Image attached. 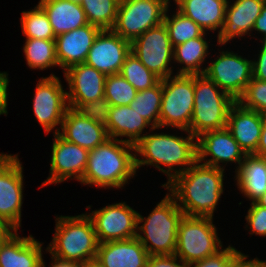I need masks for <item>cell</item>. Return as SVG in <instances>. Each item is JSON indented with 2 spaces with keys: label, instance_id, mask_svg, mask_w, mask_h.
<instances>
[{
  "label": "cell",
  "instance_id": "cell-1",
  "mask_svg": "<svg viewBox=\"0 0 266 267\" xmlns=\"http://www.w3.org/2000/svg\"><path fill=\"white\" fill-rule=\"evenodd\" d=\"M160 129L152 128L134 145L135 165L137 172L142 166H152L166 175L167 182L161 185L164 188L197 161V138L185 129H178L185 136H178L177 131L158 133Z\"/></svg>",
  "mask_w": 266,
  "mask_h": 267
},
{
  "label": "cell",
  "instance_id": "cell-2",
  "mask_svg": "<svg viewBox=\"0 0 266 267\" xmlns=\"http://www.w3.org/2000/svg\"><path fill=\"white\" fill-rule=\"evenodd\" d=\"M226 171L196 161L164 187L187 216L211 217L224 194Z\"/></svg>",
  "mask_w": 266,
  "mask_h": 267
},
{
  "label": "cell",
  "instance_id": "cell-3",
  "mask_svg": "<svg viewBox=\"0 0 266 267\" xmlns=\"http://www.w3.org/2000/svg\"><path fill=\"white\" fill-rule=\"evenodd\" d=\"M136 174L134 145L109 138L89 151L87 166L79 183L91 188L120 190L130 184Z\"/></svg>",
  "mask_w": 266,
  "mask_h": 267
},
{
  "label": "cell",
  "instance_id": "cell-4",
  "mask_svg": "<svg viewBox=\"0 0 266 267\" xmlns=\"http://www.w3.org/2000/svg\"><path fill=\"white\" fill-rule=\"evenodd\" d=\"M98 245L93 221L85 212L57 215L53 238L44 250L59 260L87 265L95 262Z\"/></svg>",
  "mask_w": 266,
  "mask_h": 267
},
{
  "label": "cell",
  "instance_id": "cell-5",
  "mask_svg": "<svg viewBox=\"0 0 266 267\" xmlns=\"http://www.w3.org/2000/svg\"><path fill=\"white\" fill-rule=\"evenodd\" d=\"M183 211L167 191L148 216L138 213L137 236L149 255H173Z\"/></svg>",
  "mask_w": 266,
  "mask_h": 267
},
{
  "label": "cell",
  "instance_id": "cell-6",
  "mask_svg": "<svg viewBox=\"0 0 266 267\" xmlns=\"http://www.w3.org/2000/svg\"><path fill=\"white\" fill-rule=\"evenodd\" d=\"M236 101L204 74L194 75V106L190 133L201 134L227 127L228 113Z\"/></svg>",
  "mask_w": 266,
  "mask_h": 267
},
{
  "label": "cell",
  "instance_id": "cell-7",
  "mask_svg": "<svg viewBox=\"0 0 266 267\" xmlns=\"http://www.w3.org/2000/svg\"><path fill=\"white\" fill-rule=\"evenodd\" d=\"M211 217L184 215L178 225L175 255L191 264L220 251L223 246Z\"/></svg>",
  "mask_w": 266,
  "mask_h": 267
},
{
  "label": "cell",
  "instance_id": "cell-8",
  "mask_svg": "<svg viewBox=\"0 0 266 267\" xmlns=\"http://www.w3.org/2000/svg\"><path fill=\"white\" fill-rule=\"evenodd\" d=\"M194 106V75L175 74L162 79L159 127L190 132Z\"/></svg>",
  "mask_w": 266,
  "mask_h": 267
},
{
  "label": "cell",
  "instance_id": "cell-9",
  "mask_svg": "<svg viewBox=\"0 0 266 267\" xmlns=\"http://www.w3.org/2000/svg\"><path fill=\"white\" fill-rule=\"evenodd\" d=\"M169 0H120L114 33L132 42L142 33L160 25Z\"/></svg>",
  "mask_w": 266,
  "mask_h": 267
},
{
  "label": "cell",
  "instance_id": "cell-10",
  "mask_svg": "<svg viewBox=\"0 0 266 267\" xmlns=\"http://www.w3.org/2000/svg\"><path fill=\"white\" fill-rule=\"evenodd\" d=\"M218 49L215 59L210 58L204 75L211 79L222 91L237 101L253 78L252 59L243 57L235 51ZM212 60V61H211Z\"/></svg>",
  "mask_w": 266,
  "mask_h": 267
},
{
  "label": "cell",
  "instance_id": "cell-11",
  "mask_svg": "<svg viewBox=\"0 0 266 267\" xmlns=\"http://www.w3.org/2000/svg\"><path fill=\"white\" fill-rule=\"evenodd\" d=\"M18 156L0 152V219L14 230H20L24 201V168Z\"/></svg>",
  "mask_w": 266,
  "mask_h": 267
},
{
  "label": "cell",
  "instance_id": "cell-12",
  "mask_svg": "<svg viewBox=\"0 0 266 267\" xmlns=\"http://www.w3.org/2000/svg\"><path fill=\"white\" fill-rule=\"evenodd\" d=\"M64 73L69 108L97 110L103 108L106 75L96 68L81 63L73 65Z\"/></svg>",
  "mask_w": 266,
  "mask_h": 267
},
{
  "label": "cell",
  "instance_id": "cell-13",
  "mask_svg": "<svg viewBox=\"0 0 266 267\" xmlns=\"http://www.w3.org/2000/svg\"><path fill=\"white\" fill-rule=\"evenodd\" d=\"M63 85L60 77L52 72L46 77H41L35 87L31 102L32 110L46 135L50 132L59 133L66 110L69 108L67 90H64Z\"/></svg>",
  "mask_w": 266,
  "mask_h": 267
},
{
  "label": "cell",
  "instance_id": "cell-14",
  "mask_svg": "<svg viewBox=\"0 0 266 267\" xmlns=\"http://www.w3.org/2000/svg\"><path fill=\"white\" fill-rule=\"evenodd\" d=\"M173 49L164 22L148 29L131 42V52L161 80L176 74Z\"/></svg>",
  "mask_w": 266,
  "mask_h": 267
},
{
  "label": "cell",
  "instance_id": "cell-15",
  "mask_svg": "<svg viewBox=\"0 0 266 267\" xmlns=\"http://www.w3.org/2000/svg\"><path fill=\"white\" fill-rule=\"evenodd\" d=\"M92 219L100 243L137 236L138 211L125 201L86 212Z\"/></svg>",
  "mask_w": 266,
  "mask_h": 267
},
{
  "label": "cell",
  "instance_id": "cell-16",
  "mask_svg": "<svg viewBox=\"0 0 266 267\" xmlns=\"http://www.w3.org/2000/svg\"><path fill=\"white\" fill-rule=\"evenodd\" d=\"M58 134L88 151L109 139L102 114L97 110L68 108Z\"/></svg>",
  "mask_w": 266,
  "mask_h": 267
},
{
  "label": "cell",
  "instance_id": "cell-17",
  "mask_svg": "<svg viewBox=\"0 0 266 267\" xmlns=\"http://www.w3.org/2000/svg\"><path fill=\"white\" fill-rule=\"evenodd\" d=\"M53 136L49 175L39 188L51 184L58 185L68 180L80 182L87 166V149L66 141L58 133Z\"/></svg>",
  "mask_w": 266,
  "mask_h": 267
},
{
  "label": "cell",
  "instance_id": "cell-18",
  "mask_svg": "<svg viewBox=\"0 0 266 267\" xmlns=\"http://www.w3.org/2000/svg\"><path fill=\"white\" fill-rule=\"evenodd\" d=\"M246 154L227 129L208 131L197 137V161L226 170L227 164L234 163L239 169Z\"/></svg>",
  "mask_w": 266,
  "mask_h": 267
},
{
  "label": "cell",
  "instance_id": "cell-19",
  "mask_svg": "<svg viewBox=\"0 0 266 267\" xmlns=\"http://www.w3.org/2000/svg\"><path fill=\"white\" fill-rule=\"evenodd\" d=\"M130 52V41L112 30H101L89 50L85 63L105 75L118 74Z\"/></svg>",
  "mask_w": 266,
  "mask_h": 267
},
{
  "label": "cell",
  "instance_id": "cell-20",
  "mask_svg": "<svg viewBox=\"0 0 266 267\" xmlns=\"http://www.w3.org/2000/svg\"><path fill=\"white\" fill-rule=\"evenodd\" d=\"M264 4V0H228L223 27L215 36L216 46L225 47L236 38L242 40L244 36L251 37L255 21Z\"/></svg>",
  "mask_w": 266,
  "mask_h": 267
},
{
  "label": "cell",
  "instance_id": "cell-21",
  "mask_svg": "<svg viewBox=\"0 0 266 267\" xmlns=\"http://www.w3.org/2000/svg\"><path fill=\"white\" fill-rule=\"evenodd\" d=\"M100 112L109 138L135 145L142 137L151 131L152 128H154L129 105L103 106ZM147 128L150 129L146 131L145 129ZM123 137L126 138L123 139Z\"/></svg>",
  "mask_w": 266,
  "mask_h": 267
},
{
  "label": "cell",
  "instance_id": "cell-22",
  "mask_svg": "<svg viewBox=\"0 0 266 267\" xmlns=\"http://www.w3.org/2000/svg\"><path fill=\"white\" fill-rule=\"evenodd\" d=\"M264 115L235 102L228 113L227 129L246 155L256 152L264 122Z\"/></svg>",
  "mask_w": 266,
  "mask_h": 267
},
{
  "label": "cell",
  "instance_id": "cell-23",
  "mask_svg": "<svg viewBox=\"0 0 266 267\" xmlns=\"http://www.w3.org/2000/svg\"><path fill=\"white\" fill-rule=\"evenodd\" d=\"M100 31L99 27L87 24L56 36V57L59 68L64 72L73 65L85 63Z\"/></svg>",
  "mask_w": 266,
  "mask_h": 267
},
{
  "label": "cell",
  "instance_id": "cell-24",
  "mask_svg": "<svg viewBox=\"0 0 266 267\" xmlns=\"http://www.w3.org/2000/svg\"><path fill=\"white\" fill-rule=\"evenodd\" d=\"M149 256L142 243L133 237L100 243L94 263L99 267H147Z\"/></svg>",
  "mask_w": 266,
  "mask_h": 267
},
{
  "label": "cell",
  "instance_id": "cell-25",
  "mask_svg": "<svg viewBox=\"0 0 266 267\" xmlns=\"http://www.w3.org/2000/svg\"><path fill=\"white\" fill-rule=\"evenodd\" d=\"M43 244L34 236H21L15 230L0 244V267H41Z\"/></svg>",
  "mask_w": 266,
  "mask_h": 267
},
{
  "label": "cell",
  "instance_id": "cell-26",
  "mask_svg": "<svg viewBox=\"0 0 266 267\" xmlns=\"http://www.w3.org/2000/svg\"><path fill=\"white\" fill-rule=\"evenodd\" d=\"M227 4L228 0H179L175 8L205 32L218 31V35L224 24Z\"/></svg>",
  "mask_w": 266,
  "mask_h": 267
},
{
  "label": "cell",
  "instance_id": "cell-27",
  "mask_svg": "<svg viewBox=\"0 0 266 267\" xmlns=\"http://www.w3.org/2000/svg\"><path fill=\"white\" fill-rule=\"evenodd\" d=\"M233 177L239 194L256 202L266 192V158L246 155Z\"/></svg>",
  "mask_w": 266,
  "mask_h": 267
},
{
  "label": "cell",
  "instance_id": "cell-28",
  "mask_svg": "<svg viewBox=\"0 0 266 267\" xmlns=\"http://www.w3.org/2000/svg\"><path fill=\"white\" fill-rule=\"evenodd\" d=\"M38 4L48 15L55 36L89 24L80 3L70 0H39Z\"/></svg>",
  "mask_w": 266,
  "mask_h": 267
},
{
  "label": "cell",
  "instance_id": "cell-29",
  "mask_svg": "<svg viewBox=\"0 0 266 267\" xmlns=\"http://www.w3.org/2000/svg\"><path fill=\"white\" fill-rule=\"evenodd\" d=\"M210 33L205 32L202 36L190 39L187 42L177 45L173 49V63L176 74L198 75L204 74L206 69V58L210 56L211 49L210 40L207 41V35ZM179 66L177 67L176 66ZM205 66H204V65ZM182 66V67H181ZM204 66V67H203Z\"/></svg>",
  "mask_w": 266,
  "mask_h": 267
},
{
  "label": "cell",
  "instance_id": "cell-30",
  "mask_svg": "<svg viewBox=\"0 0 266 267\" xmlns=\"http://www.w3.org/2000/svg\"><path fill=\"white\" fill-rule=\"evenodd\" d=\"M23 53L27 66L32 70H48L59 67L55 39L26 38Z\"/></svg>",
  "mask_w": 266,
  "mask_h": 267
},
{
  "label": "cell",
  "instance_id": "cell-31",
  "mask_svg": "<svg viewBox=\"0 0 266 267\" xmlns=\"http://www.w3.org/2000/svg\"><path fill=\"white\" fill-rule=\"evenodd\" d=\"M173 9V5H169L164 16V24L167 27L169 38L173 48L177 45L183 44L190 39L202 36L205 31L197 25L192 19L185 16L177 8ZM172 12L170 15L169 12ZM174 12V13H173Z\"/></svg>",
  "mask_w": 266,
  "mask_h": 267
},
{
  "label": "cell",
  "instance_id": "cell-32",
  "mask_svg": "<svg viewBox=\"0 0 266 267\" xmlns=\"http://www.w3.org/2000/svg\"><path fill=\"white\" fill-rule=\"evenodd\" d=\"M161 103L162 80L151 88L138 91L129 106L145 118L154 128H158Z\"/></svg>",
  "mask_w": 266,
  "mask_h": 267
},
{
  "label": "cell",
  "instance_id": "cell-33",
  "mask_svg": "<svg viewBox=\"0 0 266 267\" xmlns=\"http://www.w3.org/2000/svg\"><path fill=\"white\" fill-rule=\"evenodd\" d=\"M120 0H82L81 6L89 24L111 30L115 24Z\"/></svg>",
  "mask_w": 266,
  "mask_h": 267
},
{
  "label": "cell",
  "instance_id": "cell-34",
  "mask_svg": "<svg viewBox=\"0 0 266 267\" xmlns=\"http://www.w3.org/2000/svg\"><path fill=\"white\" fill-rule=\"evenodd\" d=\"M20 21L25 38L56 39L48 15L39 4L29 11H22Z\"/></svg>",
  "mask_w": 266,
  "mask_h": 267
},
{
  "label": "cell",
  "instance_id": "cell-35",
  "mask_svg": "<svg viewBox=\"0 0 266 267\" xmlns=\"http://www.w3.org/2000/svg\"><path fill=\"white\" fill-rule=\"evenodd\" d=\"M120 74L137 91L151 88L161 80L153 72L147 69L133 52H130L126 56Z\"/></svg>",
  "mask_w": 266,
  "mask_h": 267
},
{
  "label": "cell",
  "instance_id": "cell-36",
  "mask_svg": "<svg viewBox=\"0 0 266 267\" xmlns=\"http://www.w3.org/2000/svg\"><path fill=\"white\" fill-rule=\"evenodd\" d=\"M137 92L120 73L106 75L103 106L129 105Z\"/></svg>",
  "mask_w": 266,
  "mask_h": 267
},
{
  "label": "cell",
  "instance_id": "cell-37",
  "mask_svg": "<svg viewBox=\"0 0 266 267\" xmlns=\"http://www.w3.org/2000/svg\"><path fill=\"white\" fill-rule=\"evenodd\" d=\"M237 102L266 116V81L252 78Z\"/></svg>",
  "mask_w": 266,
  "mask_h": 267
},
{
  "label": "cell",
  "instance_id": "cell-38",
  "mask_svg": "<svg viewBox=\"0 0 266 267\" xmlns=\"http://www.w3.org/2000/svg\"><path fill=\"white\" fill-rule=\"evenodd\" d=\"M245 216V230L249 235H258L266 237V208L260 206L257 202H252Z\"/></svg>",
  "mask_w": 266,
  "mask_h": 267
},
{
  "label": "cell",
  "instance_id": "cell-39",
  "mask_svg": "<svg viewBox=\"0 0 266 267\" xmlns=\"http://www.w3.org/2000/svg\"><path fill=\"white\" fill-rule=\"evenodd\" d=\"M240 252L235 246L229 244L223 247L216 254L206 257L203 260L190 264V267H231L233 258Z\"/></svg>",
  "mask_w": 266,
  "mask_h": 267
},
{
  "label": "cell",
  "instance_id": "cell-40",
  "mask_svg": "<svg viewBox=\"0 0 266 267\" xmlns=\"http://www.w3.org/2000/svg\"><path fill=\"white\" fill-rule=\"evenodd\" d=\"M147 267H190V264L184 262L173 255H150L147 261Z\"/></svg>",
  "mask_w": 266,
  "mask_h": 267
},
{
  "label": "cell",
  "instance_id": "cell-41",
  "mask_svg": "<svg viewBox=\"0 0 266 267\" xmlns=\"http://www.w3.org/2000/svg\"><path fill=\"white\" fill-rule=\"evenodd\" d=\"M259 46L258 53L254 55L258 57L252 59L253 78L266 81V46L262 42Z\"/></svg>",
  "mask_w": 266,
  "mask_h": 267
},
{
  "label": "cell",
  "instance_id": "cell-42",
  "mask_svg": "<svg viewBox=\"0 0 266 267\" xmlns=\"http://www.w3.org/2000/svg\"><path fill=\"white\" fill-rule=\"evenodd\" d=\"M9 74L8 72L0 71V116L8 114V87H9Z\"/></svg>",
  "mask_w": 266,
  "mask_h": 267
},
{
  "label": "cell",
  "instance_id": "cell-43",
  "mask_svg": "<svg viewBox=\"0 0 266 267\" xmlns=\"http://www.w3.org/2000/svg\"><path fill=\"white\" fill-rule=\"evenodd\" d=\"M248 254L241 251L233 258L231 267H266V260H260L258 257L248 259Z\"/></svg>",
  "mask_w": 266,
  "mask_h": 267
},
{
  "label": "cell",
  "instance_id": "cell-44",
  "mask_svg": "<svg viewBox=\"0 0 266 267\" xmlns=\"http://www.w3.org/2000/svg\"><path fill=\"white\" fill-rule=\"evenodd\" d=\"M253 32H257V34H261L262 36L260 38L256 36H254ZM252 37L250 38H256L257 41H261L263 38L266 37V2L265 4L263 5L262 9H261V12H260V15L257 17L256 21H255V24H254V27L252 29Z\"/></svg>",
  "mask_w": 266,
  "mask_h": 267
},
{
  "label": "cell",
  "instance_id": "cell-45",
  "mask_svg": "<svg viewBox=\"0 0 266 267\" xmlns=\"http://www.w3.org/2000/svg\"><path fill=\"white\" fill-rule=\"evenodd\" d=\"M51 258V263H49V267H86V264H81L77 262H70V261H63L59 260L53 256ZM47 263L45 262L44 258L41 264V267H46Z\"/></svg>",
  "mask_w": 266,
  "mask_h": 267
},
{
  "label": "cell",
  "instance_id": "cell-46",
  "mask_svg": "<svg viewBox=\"0 0 266 267\" xmlns=\"http://www.w3.org/2000/svg\"><path fill=\"white\" fill-rule=\"evenodd\" d=\"M253 155L266 158V116L264 117L263 128L258 148Z\"/></svg>",
  "mask_w": 266,
  "mask_h": 267
},
{
  "label": "cell",
  "instance_id": "cell-47",
  "mask_svg": "<svg viewBox=\"0 0 266 267\" xmlns=\"http://www.w3.org/2000/svg\"><path fill=\"white\" fill-rule=\"evenodd\" d=\"M15 230L0 219V244Z\"/></svg>",
  "mask_w": 266,
  "mask_h": 267
},
{
  "label": "cell",
  "instance_id": "cell-48",
  "mask_svg": "<svg viewBox=\"0 0 266 267\" xmlns=\"http://www.w3.org/2000/svg\"><path fill=\"white\" fill-rule=\"evenodd\" d=\"M256 202L266 208V192Z\"/></svg>",
  "mask_w": 266,
  "mask_h": 267
},
{
  "label": "cell",
  "instance_id": "cell-49",
  "mask_svg": "<svg viewBox=\"0 0 266 267\" xmlns=\"http://www.w3.org/2000/svg\"><path fill=\"white\" fill-rule=\"evenodd\" d=\"M86 267H99V266L96 265L95 263H91V264H87Z\"/></svg>",
  "mask_w": 266,
  "mask_h": 267
},
{
  "label": "cell",
  "instance_id": "cell-50",
  "mask_svg": "<svg viewBox=\"0 0 266 267\" xmlns=\"http://www.w3.org/2000/svg\"><path fill=\"white\" fill-rule=\"evenodd\" d=\"M178 1H179V0H173V1L169 0V3H170V5H172L171 2H174L173 5H175Z\"/></svg>",
  "mask_w": 266,
  "mask_h": 267
},
{
  "label": "cell",
  "instance_id": "cell-51",
  "mask_svg": "<svg viewBox=\"0 0 266 267\" xmlns=\"http://www.w3.org/2000/svg\"><path fill=\"white\" fill-rule=\"evenodd\" d=\"M261 42L266 46V37L261 40Z\"/></svg>",
  "mask_w": 266,
  "mask_h": 267
},
{
  "label": "cell",
  "instance_id": "cell-52",
  "mask_svg": "<svg viewBox=\"0 0 266 267\" xmlns=\"http://www.w3.org/2000/svg\"><path fill=\"white\" fill-rule=\"evenodd\" d=\"M70 1L81 3L82 0H70Z\"/></svg>",
  "mask_w": 266,
  "mask_h": 267
}]
</instances>
